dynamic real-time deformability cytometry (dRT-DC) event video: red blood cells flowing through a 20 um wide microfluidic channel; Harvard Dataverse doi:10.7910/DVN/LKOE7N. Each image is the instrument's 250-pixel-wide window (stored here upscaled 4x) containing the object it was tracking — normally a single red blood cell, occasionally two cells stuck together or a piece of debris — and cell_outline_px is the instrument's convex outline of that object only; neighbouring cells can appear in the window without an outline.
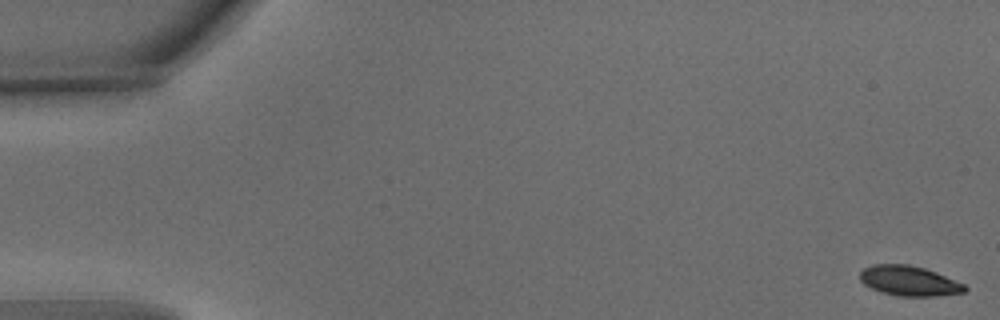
{"species": "common noctule bat (a hibernating species)", "species_latin": "Nyctalus noctula", "temperature_condition": "warm", "stored_images_in_passage": 54, "camera_frame_rate_fps": 3000, "um_per_image_px": 0.085, "animal": {"sex": "male", "body_mass_g": 15.6}, "frame": {"image": 1, "passage_image": 1, "time_ms": 0.0, "image_size_px": [1000, 320], "cell_outline_px": [[968, 288], [964, 292], [940, 296], [900, 296], [884, 292], [872, 288], [864, 284], [860, 280], [860, 272], [864, 268], [872, 264], [908, 264], [924, 268], [936, 272], [964, 284]], "centroid_in_image_um": [77.28, 23.87], "position_along_channel_um": 7.7, "area_um2": 18.21}}
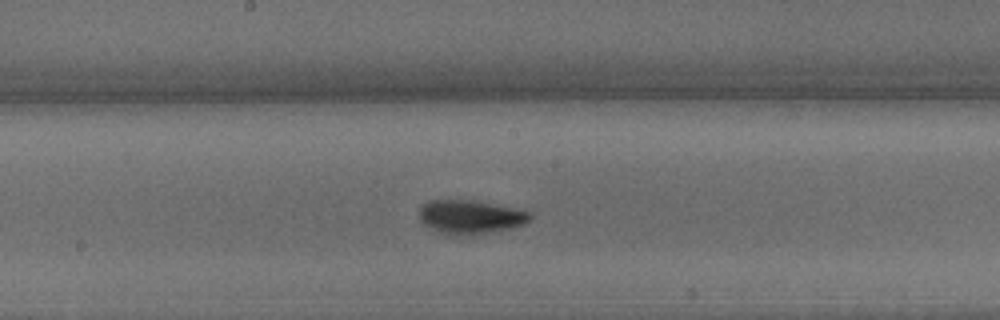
{"frame": {"image": 2, "passage_image": 29, "time_ms": 9.333, "image_size_px": [1000, 320], "cell_outline_px": [[532, 216], [524, 224], [492, 232], [464, 236], [448, 236], [428, 228], [420, 220], [420, 208], [424, 204], [432, 200], [472, 200], [524, 208], [532, 212]], "centroid_in_image_um": [40.02, 18.44], "position_along_channel_um": 208.2, "area_um2": 22.31}}
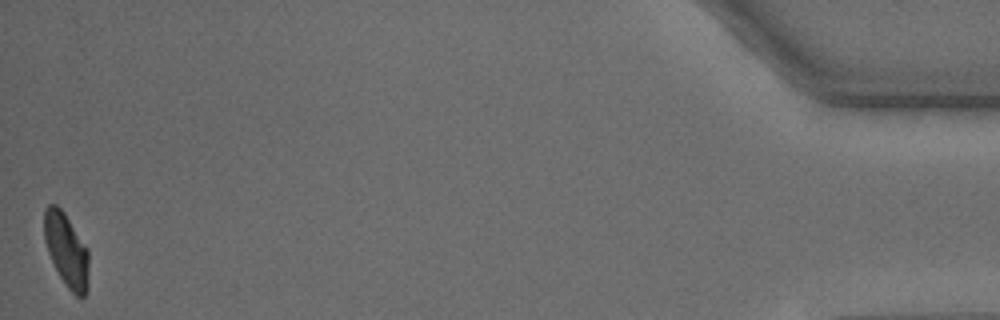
{"frame": {"image": 3, "passage_image": 54, "time_ms": 17.667, "image_size_px": [1000, 320], "cell_outline_px": [[88, 288], [84, 296], [76, 296], [68, 288], [60, 276], [48, 252], [44, 240], [44, 208], [48, 204], [56, 204], [64, 212], [88, 248]], "centroid_in_image_um": [5.64, 21.23], "position_along_channel_um": 429.6, "area_um2": 19.07}, "authors_computed_cell_mechanics": {"area_um2": 19.8832, "velocity_mm_per_s": 3.7603, "shape_relaxation_time_tau1_ms": 2.5582, "shape_relaxation_time_tau2_ms": 2.5821, "deformation_change_tau1": 0.1442, "deformation_change_tau2": 0.0666}}